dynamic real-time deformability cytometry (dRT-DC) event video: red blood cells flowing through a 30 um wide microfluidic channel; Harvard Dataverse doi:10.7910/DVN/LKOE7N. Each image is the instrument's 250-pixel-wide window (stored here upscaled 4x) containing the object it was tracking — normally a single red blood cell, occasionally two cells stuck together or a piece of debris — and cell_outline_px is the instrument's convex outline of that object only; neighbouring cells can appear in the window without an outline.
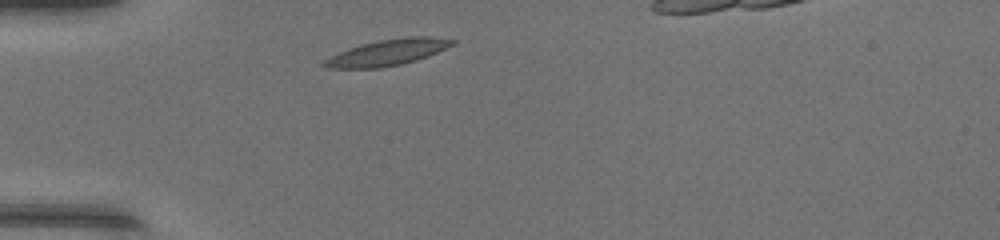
{"species": "common noctule bat (a hibernating species)", "species_latin": "Nyctalus noctula", "temperature_condition": "warm", "stored_images_in_passage": 32, "camera_frame_rate_fps": 3000, "um_per_image_px": 0.085, "animal": {"sex": "female", "body_mass_g": 17.0, "forearm_length_mm": 48.0}, "frame": {"image": 1, "passage_image": 1, "time_ms": 0.0, "image_size_px": [1000, 240], "cell_outline_px": [[456, 44], [428, 56], [416, 60], [400, 64], [380, 68], [324, 68], [320, 64], [324, 60], [340, 52], [360, 44], [380, 40], [408, 36], [432, 36], [456, 40]], "centroid_in_image_um": [32.98, 4.45], "position_along_channel_um": 52.0, "area_um2": 19.48}}
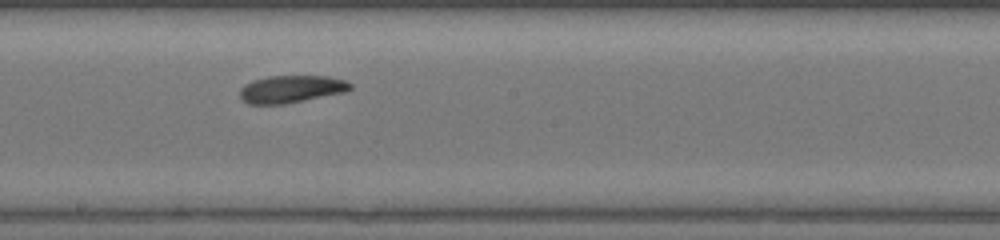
{"frame": {"image": 2, "passage_image": 14, "time_ms": 4.333, "image_size_px": [1000, 240], "cell_outline_px": [[352, 88], [344, 92], [284, 104], [248, 104], [240, 96], [240, 88], [244, 84], [252, 80], [268, 76], [328, 76], [344, 80], [352, 84]], "centroid_in_image_um": [24.73, 7.56], "position_along_channel_um": 223.5, "area_um2": 17.57}}
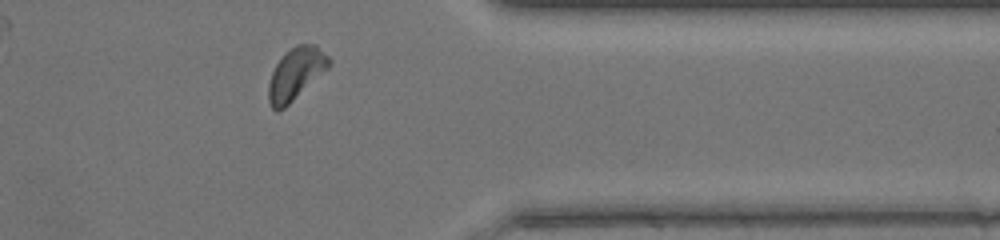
{"frame": {"image": 3, "passage_image": 26, "time_ms": 8.333, "image_size_px": [1000, 240], "cell_outline_px": [[332, 64], [328, 68], [284, 108], [276, 112], [268, 104], [268, 84], [272, 72], [276, 64], [284, 52], [296, 44], [316, 44], [332, 60]], "centroid_in_image_um": [25.13, 6.25], "position_along_channel_um": 386.3, "area_um2": 18.38}, "authors_computed_cell_mechanics": {"area_um2": 17.7446, "velocity_mm_per_s": 4.3367, "shape_relaxation_time_tau1_ms": 2.858, "shape_relaxation_time_tau2_ms": 5.4157, "deformation_change_tau1": 0.1167, "deformation_change_tau2": 0.1392}}